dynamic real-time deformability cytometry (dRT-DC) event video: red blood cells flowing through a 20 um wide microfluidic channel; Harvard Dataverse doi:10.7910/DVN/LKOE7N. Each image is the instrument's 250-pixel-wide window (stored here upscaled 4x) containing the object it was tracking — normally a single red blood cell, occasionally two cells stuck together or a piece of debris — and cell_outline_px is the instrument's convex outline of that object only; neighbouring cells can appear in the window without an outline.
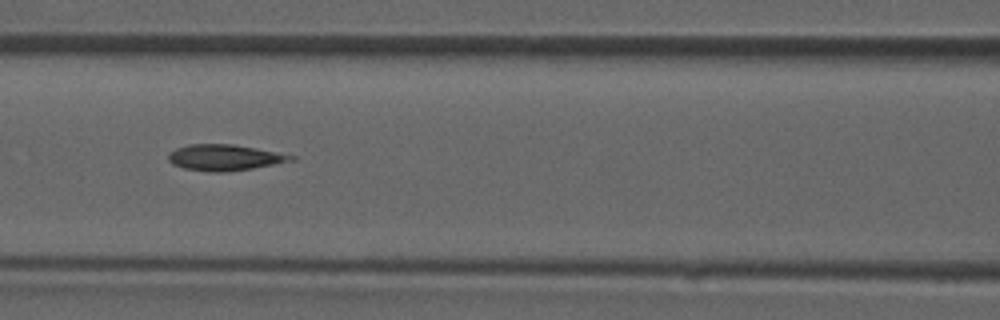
{"species": "common noctule bat (a hibernating species)", "species_latin": "Nyctalus noctula", "temperature_condition": "room temperature", "stored_images_in_passage": 47, "camera_frame_rate_fps": 3000, "um_per_image_px": 0.085, "animal": {"sex": "male", "forearm_length_mm": 52.5}, "frame": {"image": 1, "passage_image": 21, "time_ms": 6.667, "image_size_px": [1000, 320], "cell_outline_px": [[296, 160], [252, 168], [224, 172], [212, 172], [184, 168], [172, 164], [168, 160], [168, 152], [176, 148], [188, 144], [232, 144], [296, 156]], "centroid_in_image_um": [19.04, 13.39], "position_along_channel_um": 147.6, "area_um2": 18.44}}